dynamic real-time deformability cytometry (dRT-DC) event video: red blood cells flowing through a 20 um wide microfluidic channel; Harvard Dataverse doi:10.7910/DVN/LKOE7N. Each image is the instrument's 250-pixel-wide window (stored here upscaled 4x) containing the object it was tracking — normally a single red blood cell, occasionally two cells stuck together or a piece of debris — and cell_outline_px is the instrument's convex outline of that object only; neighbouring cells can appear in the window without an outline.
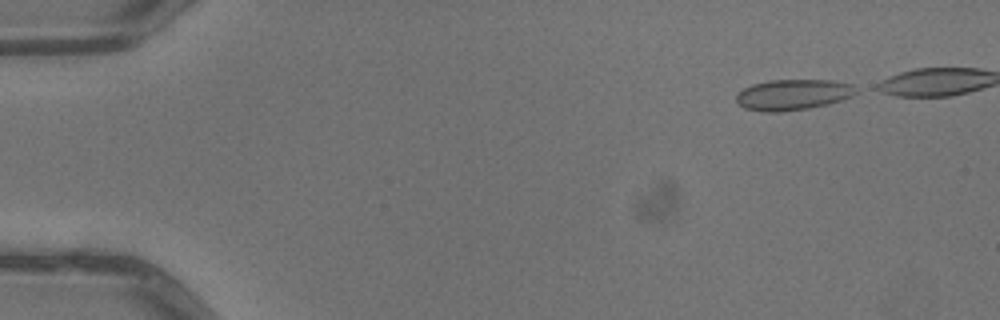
{"species": "common noctule bat (a hibernating species)", "species_latin": "Nyctalus noctula", "temperature_condition": "warm", "stored_images_in_passage": 7, "camera_frame_rate_fps": 3000, "um_per_image_px": 0.085, "animal": {"sex": "male", "body_mass_g": 13.3}, "frame": {"image": 1, "passage_image": 1, "time_ms": 0.0, "image_size_px": [1000, 320], "cell_outline_px": [[864, 88], [852, 96], [828, 104], [808, 108], [780, 112], [764, 112], [744, 108], [736, 100], [736, 96], [744, 88], [752, 84], [768, 80], [832, 80], [856, 84]], "centroid_in_image_um": [67.5, 8.03], "position_along_channel_um": 17.5, "area_um2": 21.79}}
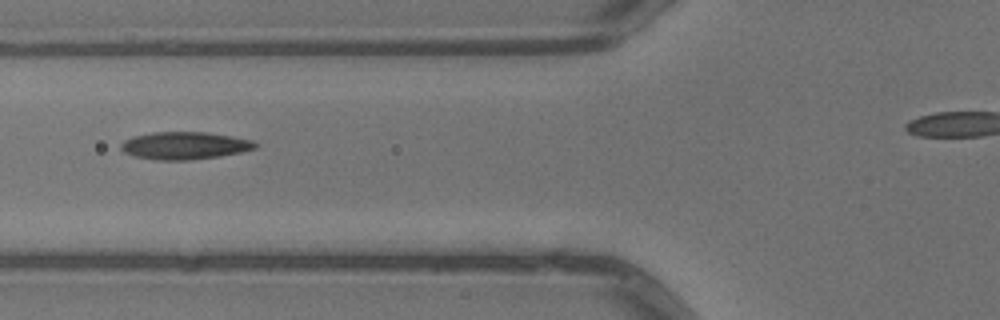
{"frame": {"image": 2, "passage_image": 6, "time_ms": 1.667, "image_size_px": [1000, 320], "cell_outline_px": [[260, 144], [256, 148], [240, 152], [220, 156], [188, 160], [156, 160], [136, 156], [124, 152], [120, 148], [120, 144], [124, 140], [132, 136], [152, 132], [208, 132], [232, 136], [252, 140]], "centroid_in_image_um": [15.7, 12.37], "position_along_channel_um": 110.1, "area_um2": 21.62}}
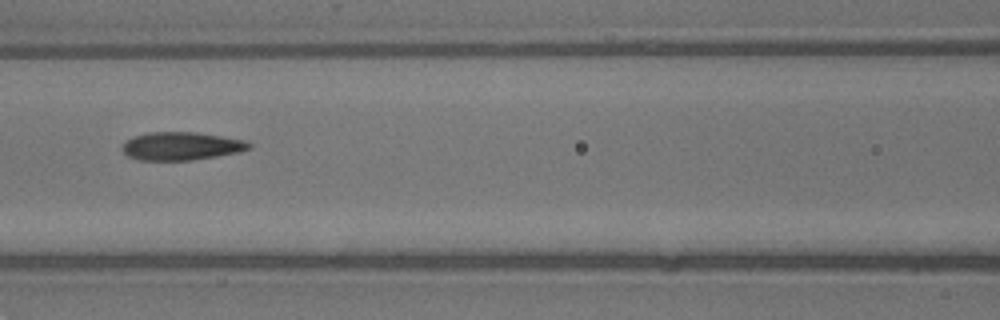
{"frame": {"image": 3, "passage_image": 7, "time_ms": 2.0, "image_size_px": [1000, 320], "cell_outline_px": [[252, 148], [240, 152], [192, 160], [140, 160], [128, 156], [120, 148], [124, 140], [132, 136], [148, 132], [196, 132], [244, 140], [252, 144]], "centroid_in_image_um": [15.37, 12.41], "position_along_channel_um": 151.2, "area_um2": 20.92}}